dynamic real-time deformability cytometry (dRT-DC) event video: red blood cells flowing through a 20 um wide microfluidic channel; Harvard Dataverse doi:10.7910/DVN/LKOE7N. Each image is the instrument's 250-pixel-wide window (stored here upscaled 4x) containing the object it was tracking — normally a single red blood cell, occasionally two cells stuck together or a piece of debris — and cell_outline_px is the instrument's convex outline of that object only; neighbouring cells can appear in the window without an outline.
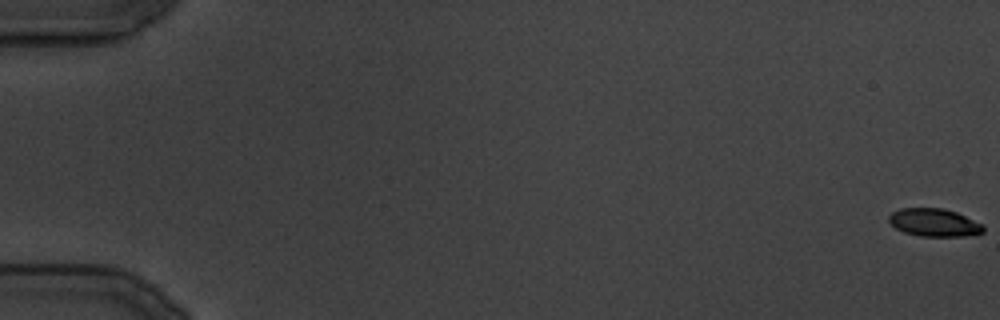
{"species": "common noctule bat (a hibernating species)", "species_latin": "Nyctalus noctula", "temperature_condition": "cold", "stored_images_in_passage": 36, "camera_frame_rate_fps": 3000, "um_per_image_px": 0.085, "animal": {"sex": "male", "body_mass_g": 19.5, "forearm_length_mm": 54.6}, "frame": {"image": 1, "passage_image": 1, "time_ms": 0.0, "image_size_px": [1000, 320], "cell_outline_px": [[984, 232], [964, 236], [920, 236], [904, 232], [896, 228], [888, 220], [888, 216], [892, 212], [900, 208], [944, 208], [956, 212], [984, 224]], "centroid_in_image_um": [79.41, 18.91], "position_along_channel_um": 5.6, "area_um2": 15.37}}
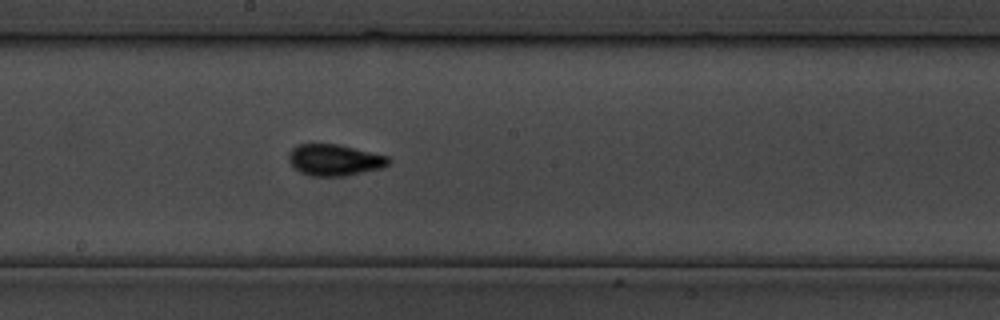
{"frame": {"image": 2, "passage_image": 20, "time_ms": 24.0, "image_size_px": [1000, 320], "cell_outline_px": [[392, 160], [384, 168], [344, 176], [308, 176], [300, 172], [288, 160], [288, 152], [296, 144], [336, 144], [388, 156]], "centroid_in_image_um": [28.43, 13.6], "position_along_channel_um": 219.8, "area_um2": 18.32}}
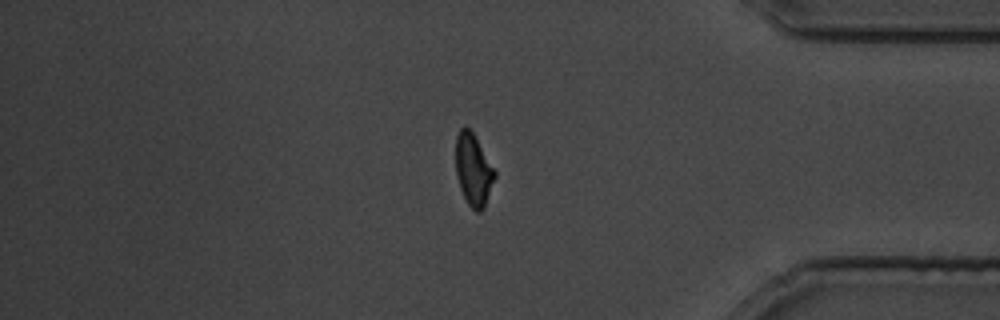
{"frame": {"image": 3, "passage_image": 30, "time_ms": 36.333, "image_size_px": [1000, 320], "cell_outline_px": [[496, 176], [484, 208], [480, 212], [476, 212], [468, 204], [460, 188], [456, 176], [456, 136], [460, 128], [464, 124], [472, 132], [496, 172]], "centroid_in_image_um": [40.23, 14.44], "position_along_channel_um": 395.0, "area_um2": 16.24}}